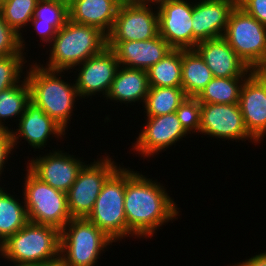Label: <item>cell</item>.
<instances>
[{
  "instance_id": "cell-2",
  "label": "cell",
  "mask_w": 266,
  "mask_h": 266,
  "mask_svg": "<svg viewBox=\"0 0 266 266\" xmlns=\"http://www.w3.org/2000/svg\"><path fill=\"white\" fill-rule=\"evenodd\" d=\"M26 68V79L30 87V100L40 107L49 117L54 119L65 130L71 124L75 114L73 109L81 98L77 92L75 81L68 82L66 70H50L39 62L32 61ZM29 66V67H28ZM29 68V69H27ZM63 74V75H62ZM67 78L64 80V78ZM70 122V123H69ZM69 124V125H68Z\"/></svg>"
},
{
  "instance_id": "cell-13",
  "label": "cell",
  "mask_w": 266,
  "mask_h": 266,
  "mask_svg": "<svg viewBox=\"0 0 266 266\" xmlns=\"http://www.w3.org/2000/svg\"><path fill=\"white\" fill-rule=\"evenodd\" d=\"M75 67L70 72L75 73V79L72 80L75 81L79 97L82 100L91 99L96 94L98 97L102 94L104 99L111 88L119 62L113 50L106 46L101 52Z\"/></svg>"
},
{
  "instance_id": "cell-42",
  "label": "cell",
  "mask_w": 266,
  "mask_h": 266,
  "mask_svg": "<svg viewBox=\"0 0 266 266\" xmlns=\"http://www.w3.org/2000/svg\"><path fill=\"white\" fill-rule=\"evenodd\" d=\"M6 0H0V5L3 3V2H5Z\"/></svg>"
},
{
  "instance_id": "cell-34",
  "label": "cell",
  "mask_w": 266,
  "mask_h": 266,
  "mask_svg": "<svg viewBox=\"0 0 266 266\" xmlns=\"http://www.w3.org/2000/svg\"><path fill=\"white\" fill-rule=\"evenodd\" d=\"M14 147H13V140H12V133L9 130L0 129V182L4 180L2 177V174H4V171L6 169L5 164H8V157L13 155ZM5 168V169H4ZM2 177V178H1ZM2 179V180H1Z\"/></svg>"
},
{
  "instance_id": "cell-26",
  "label": "cell",
  "mask_w": 266,
  "mask_h": 266,
  "mask_svg": "<svg viewBox=\"0 0 266 266\" xmlns=\"http://www.w3.org/2000/svg\"><path fill=\"white\" fill-rule=\"evenodd\" d=\"M30 87L26 77L17 85L0 92V129L11 131L8 127L9 120L19 121L30 102ZM17 116V117H16ZM16 118V119H15ZM6 120H8L6 122ZM7 123V126L6 124Z\"/></svg>"
},
{
  "instance_id": "cell-25",
  "label": "cell",
  "mask_w": 266,
  "mask_h": 266,
  "mask_svg": "<svg viewBox=\"0 0 266 266\" xmlns=\"http://www.w3.org/2000/svg\"><path fill=\"white\" fill-rule=\"evenodd\" d=\"M0 185V242L4 243L10 236L23 228L28 222L24 199L10 194ZM2 187V188H1ZM9 192V193H8Z\"/></svg>"
},
{
  "instance_id": "cell-6",
  "label": "cell",
  "mask_w": 266,
  "mask_h": 266,
  "mask_svg": "<svg viewBox=\"0 0 266 266\" xmlns=\"http://www.w3.org/2000/svg\"><path fill=\"white\" fill-rule=\"evenodd\" d=\"M22 181V196L28 220L53 226L60 231L72 219L66 193L56 190L36 177L27 167ZM24 184V185H23Z\"/></svg>"
},
{
  "instance_id": "cell-41",
  "label": "cell",
  "mask_w": 266,
  "mask_h": 266,
  "mask_svg": "<svg viewBox=\"0 0 266 266\" xmlns=\"http://www.w3.org/2000/svg\"><path fill=\"white\" fill-rule=\"evenodd\" d=\"M51 266H63L60 262Z\"/></svg>"
},
{
  "instance_id": "cell-40",
  "label": "cell",
  "mask_w": 266,
  "mask_h": 266,
  "mask_svg": "<svg viewBox=\"0 0 266 266\" xmlns=\"http://www.w3.org/2000/svg\"><path fill=\"white\" fill-rule=\"evenodd\" d=\"M2 258V243L0 242V259Z\"/></svg>"
},
{
  "instance_id": "cell-27",
  "label": "cell",
  "mask_w": 266,
  "mask_h": 266,
  "mask_svg": "<svg viewBox=\"0 0 266 266\" xmlns=\"http://www.w3.org/2000/svg\"><path fill=\"white\" fill-rule=\"evenodd\" d=\"M187 95L182 87L150 86L144 105V116L156 117L175 113ZM146 114V115H145Z\"/></svg>"
},
{
  "instance_id": "cell-19",
  "label": "cell",
  "mask_w": 266,
  "mask_h": 266,
  "mask_svg": "<svg viewBox=\"0 0 266 266\" xmlns=\"http://www.w3.org/2000/svg\"><path fill=\"white\" fill-rule=\"evenodd\" d=\"M216 78L248 77L254 70L235 53L225 38L199 42L194 48Z\"/></svg>"
},
{
  "instance_id": "cell-1",
  "label": "cell",
  "mask_w": 266,
  "mask_h": 266,
  "mask_svg": "<svg viewBox=\"0 0 266 266\" xmlns=\"http://www.w3.org/2000/svg\"><path fill=\"white\" fill-rule=\"evenodd\" d=\"M125 167L124 210L127 238L151 239L163 225L173 223L181 211L163 183Z\"/></svg>"
},
{
  "instance_id": "cell-12",
  "label": "cell",
  "mask_w": 266,
  "mask_h": 266,
  "mask_svg": "<svg viewBox=\"0 0 266 266\" xmlns=\"http://www.w3.org/2000/svg\"><path fill=\"white\" fill-rule=\"evenodd\" d=\"M220 141L240 140L256 146L258 141L247 131L238 103H201L200 133Z\"/></svg>"
},
{
  "instance_id": "cell-23",
  "label": "cell",
  "mask_w": 266,
  "mask_h": 266,
  "mask_svg": "<svg viewBox=\"0 0 266 266\" xmlns=\"http://www.w3.org/2000/svg\"><path fill=\"white\" fill-rule=\"evenodd\" d=\"M68 19L66 4L54 0H38L29 26L39 36V42L41 40L43 44L40 47H46L51 44L57 31L65 25Z\"/></svg>"
},
{
  "instance_id": "cell-28",
  "label": "cell",
  "mask_w": 266,
  "mask_h": 266,
  "mask_svg": "<svg viewBox=\"0 0 266 266\" xmlns=\"http://www.w3.org/2000/svg\"><path fill=\"white\" fill-rule=\"evenodd\" d=\"M182 49H172L147 70L149 86L181 87Z\"/></svg>"
},
{
  "instance_id": "cell-3",
  "label": "cell",
  "mask_w": 266,
  "mask_h": 266,
  "mask_svg": "<svg viewBox=\"0 0 266 266\" xmlns=\"http://www.w3.org/2000/svg\"><path fill=\"white\" fill-rule=\"evenodd\" d=\"M107 46V35L100 29L78 24L70 19L61 27L46 48L49 56L43 67L50 70H66L70 74L76 65L101 52ZM45 65V66H44Z\"/></svg>"
},
{
  "instance_id": "cell-24",
  "label": "cell",
  "mask_w": 266,
  "mask_h": 266,
  "mask_svg": "<svg viewBox=\"0 0 266 266\" xmlns=\"http://www.w3.org/2000/svg\"><path fill=\"white\" fill-rule=\"evenodd\" d=\"M213 74L195 49L182 50L181 87L187 97H197Z\"/></svg>"
},
{
  "instance_id": "cell-22",
  "label": "cell",
  "mask_w": 266,
  "mask_h": 266,
  "mask_svg": "<svg viewBox=\"0 0 266 266\" xmlns=\"http://www.w3.org/2000/svg\"><path fill=\"white\" fill-rule=\"evenodd\" d=\"M121 3V0H73L68 6L69 19L96 27L108 35Z\"/></svg>"
},
{
  "instance_id": "cell-21",
  "label": "cell",
  "mask_w": 266,
  "mask_h": 266,
  "mask_svg": "<svg viewBox=\"0 0 266 266\" xmlns=\"http://www.w3.org/2000/svg\"><path fill=\"white\" fill-rule=\"evenodd\" d=\"M147 70L119 65L105 100L131 106L145 103L149 91Z\"/></svg>"
},
{
  "instance_id": "cell-7",
  "label": "cell",
  "mask_w": 266,
  "mask_h": 266,
  "mask_svg": "<svg viewBox=\"0 0 266 266\" xmlns=\"http://www.w3.org/2000/svg\"><path fill=\"white\" fill-rule=\"evenodd\" d=\"M125 166L122 165L105 181L87 219L114 243L127 238L124 210Z\"/></svg>"
},
{
  "instance_id": "cell-31",
  "label": "cell",
  "mask_w": 266,
  "mask_h": 266,
  "mask_svg": "<svg viewBox=\"0 0 266 266\" xmlns=\"http://www.w3.org/2000/svg\"><path fill=\"white\" fill-rule=\"evenodd\" d=\"M28 55H8L0 57V92L19 84L26 76L24 64ZM24 76V77H23Z\"/></svg>"
},
{
  "instance_id": "cell-15",
  "label": "cell",
  "mask_w": 266,
  "mask_h": 266,
  "mask_svg": "<svg viewBox=\"0 0 266 266\" xmlns=\"http://www.w3.org/2000/svg\"><path fill=\"white\" fill-rule=\"evenodd\" d=\"M17 123L16 129L15 127L11 129L15 151L18 149L17 146L22 144L20 143L22 140L25 142L24 145L27 142L28 148L30 146L35 152L36 149L44 150L47 143L50 144L48 140L51 141V138L55 137L54 139L59 141V139H64L67 134L61 125L31 101L27 104L24 114Z\"/></svg>"
},
{
  "instance_id": "cell-37",
  "label": "cell",
  "mask_w": 266,
  "mask_h": 266,
  "mask_svg": "<svg viewBox=\"0 0 266 266\" xmlns=\"http://www.w3.org/2000/svg\"><path fill=\"white\" fill-rule=\"evenodd\" d=\"M131 2L140 3V4H147V5H155L158 6L159 4L167 1V0H129Z\"/></svg>"
},
{
  "instance_id": "cell-39",
  "label": "cell",
  "mask_w": 266,
  "mask_h": 266,
  "mask_svg": "<svg viewBox=\"0 0 266 266\" xmlns=\"http://www.w3.org/2000/svg\"><path fill=\"white\" fill-rule=\"evenodd\" d=\"M54 1L61 2V3L66 4L67 6H69L73 0H54Z\"/></svg>"
},
{
  "instance_id": "cell-36",
  "label": "cell",
  "mask_w": 266,
  "mask_h": 266,
  "mask_svg": "<svg viewBox=\"0 0 266 266\" xmlns=\"http://www.w3.org/2000/svg\"><path fill=\"white\" fill-rule=\"evenodd\" d=\"M230 266H266V251L258 252L248 259L246 258L245 261L241 260L240 262L230 264Z\"/></svg>"
},
{
  "instance_id": "cell-17",
  "label": "cell",
  "mask_w": 266,
  "mask_h": 266,
  "mask_svg": "<svg viewBox=\"0 0 266 266\" xmlns=\"http://www.w3.org/2000/svg\"><path fill=\"white\" fill-rule=\"evenodd\" d=\"M238 105L247 131L262 144L266 137V70H254L246 78Z\"/></svg>"
},
{
  "instance_id": "cell-33",
  "label": "cell",
  "mask_w": 266,
  "mask_h": 266,
  "mask_svg": "<svg viewBox=\"0 0 266 266\" xmlns=\"http://www.w3.org/2000/svg\"><path fill=\"white\" fill-rule=\"evenodd\" d=\"M26 53L21 48V35L5 22L0 11V57Z\"/></svg>"
},
{
  "instance_id": "cell-38",
  "label": "cell",
  "mask_w": 266,
  "mask_h": 266,
  "mask_svg": "<svg viewBox=\"0 0 266 266\" xmlns=\"http://www.w3.org/2000/svg\"><path fill=\"white\" fill-rule=\"evenodd\" d=\"M10 266H44V265H38V264H18V263H9Z\"/></svg>"
},
{
  "instance_id": "cell-11",
  "label": "cell",
  "mask_w": 266,
  "mask_h": 266,
  "mask_svg": "<svg viewBox=\"0 0 266 266\" xmlns=\"http://www.w3.org/2000/svg\"><path fill=\"white\" fill-rule=\"evenodd\" d=\"M147 118V119H146ZM145 123L140 129L136 141L132 143L130 151L143 157V160L155 158L156 155L175 147L183 138H188V132L183 128L176 113H169L156 117H144ZM155 155V156H154ZM148 158V159H147Z\"/></svg>"
},
{
  "instance_id": "cell-18",
  "label": "cell",
  "mask_w": 266,
  "mask_h": 266,
  "mask_svg": "<svg viewBox=\"0 0 266 266\" xmlns=\"http://www.w3.org/2000/svg\"><path fill=\"white\" fill-rule=\"evenodd\" d=\"M235 0H194L192 13L193 49L204 40L224 36Z\"/></svg>"
},
{
  "instance_id": "cell-10",
  "label": "cell",
  "mask_w": 266,
  "mask_h": 266,
  "mask_svg": "<svg viewBox=\"0 0 266 266\" xmlns=\"http://www.w3.org/2000/svg\"><path fill=\"white\" fill-rule=\"evenodd\" d=\"M157 35V6L125 0L119 6L107 42L141 41L153 39Z\"/></svg>"
},
{
  "instance_id": "cell-4",
  "label": "cell",
  "mask_w": 266,
  "mask_h": 266,
  "mask_svg": "<svg viewBox=\"0 0 266 266\" xmlns=\"http://www.w3.org/2000/svg\"><path fill=\"white\" fill-rule=\"evenodd\" d=\"M60 230L28 222L2 243V258L18 264L51 266L60 262Z\"/></svg>"
},
{
  "instance_id": "cell-16",
  "label": "cell",
  "mask_w": 266,
  "mask_h": 266,
  "mask_svg": "<svg viewBox=\"0 0 266 266\" xmlns=\"http://www.w3.org/2000/svg\"><path fill=\"white\" fill-rule=\"evenodd\" d=\"M159 35L172 49H193L191 0H167L157 6Z\"/></svg>"
},
{
  "instance_id": "cell-5",
  "label": "cell",
  "mask_w": 266,
  "mask_h": 266,
  "mask_svg": "<svg viewBox=\"0 0 266 266\" xmlns=\"http://www.w3.org/2000/svg\"><path fill=\"white\" fill-rule=\"evenodd\" d=\"M60 241L63 266H98L100 256L114 243L87 218H72L60 231Z\"/></svg>"
},
{
  "instance_id": "cell-9",
  "label": "cell",
  "mask_w": 266,
  "mask_h": 266,
  "mask_svg": "<svg viewBox=\"0 0 266 266\" xmlns=\"http://www.w3.org/2000/svg\"><path fill=\"white\" fill-rule=\"evenodd\" d=\"M86 164L67 191L68 210L72 218H87L105 181L121 166L105 154ZM88 163V164H87Z\"/></svg>"
},
{
  "instance_id": "cell-29",
  "label": "cell",
  "mask_w": 266,
  "mask_h": 266,
  "mask_svg": "<svg viewBox=\"0 0 266 266\" xmlns=\"http://www.w3.org/2000/svg\"><path fill=\"white\" fill-rule=\"evenodd\" d=\"M247 77H214L196 97L200 103L233 104L240 99L241 88Z\"/></svg>"
},
{
  "instance_id": "cell-14",
  "label": "cell",
  "mask_w": 266,
  "mask_h": 266,
  "mask_svg": "<svg viewBox=\"0 0 266 266\" xmlns=\"http://www.w3.org/2000/svg\"><path fill=\"white\" fill-rule=\"evenodd\" d=\"M27 160V168L41 181L56 190L67 193L77 179L79 171L86 164L82 157L56 148L49 153ZM42 156V157H41ZM83 159V160H82Z\"/></svg>"
},
{
  "instance_id": "cell-30",
  "label": "cell",
  "mask_w": 266,
  "mask_h": 266,
  "mask_svg": "<svg viewBox=\"0 0 266 266\" xmlns=\"http://www.w3.org/2000/svg\"><path fill=\"white\" fill-rule=\"evenodd\" d=\"M38 0H6L0 5V11L5 22L13 28L19 35H21L22 51H27V42L23 32L27 28L30 29L29 24L34 16L35 7ZM25 30V31H24Z\"/></svg>"
},
{
  "instance_id": "cell-8",
  "label": "cell",
  "mask_w": 266,
  "mask_h": 266,
  "mask_svg": "<svg viewBox=\"0 0 266 266\" xmlns=\"http://www.w3.org/2000/svg\"><path fill=\"white\" fill-rule=\"evenodd\" d=\"M252 70H266V26L238 5L231 11L223 36Z\"/></svg>"
},
{
  "instance_id": "cell-35",
  "label": "cell",
  "mask_w": 266,
  "mask_h": 266,
  "mask_svg": "<svg viewBox=\"0 0 266 266\" xmlns=\"http://www.w3.org/2000/svg\"><path fill=\"white\" fill-rule=\"evenodd\" d=\"M237 5L266 26V0H240Z\"/></svg>"
},
{
  "instance_id": "cell-20",
  "label": "cell",
  "mask_w": 266,
  "mask_h": 266,
  "mask_svg": "<svg viewBox=\"0 0 266 266\" xmlns=\"http://www.w3.org/2000/svg\"><path fill=\"white\" fill-rule=\"evenodd\" d=\"M116 55L119 65L148 70L172 50L160 35L141 41L107 42Z\"/></svg>"
},
{
  "instance_id": "cell-32",
  "label": "cell",
  "mask_w": 266,
  "mask_h": 266,
  "mask_svg": "<svg viewBox=\"0 0 266 266\" xmlns=\"http://www.w3.org/2000/svg\"><path fill=\"white\" fill-rule=\"evenodd\" d=\"M183 128L191 134L200 133L201 124V103L196 97H186L175 111Z\"/></svg>"
}]
</instances>
